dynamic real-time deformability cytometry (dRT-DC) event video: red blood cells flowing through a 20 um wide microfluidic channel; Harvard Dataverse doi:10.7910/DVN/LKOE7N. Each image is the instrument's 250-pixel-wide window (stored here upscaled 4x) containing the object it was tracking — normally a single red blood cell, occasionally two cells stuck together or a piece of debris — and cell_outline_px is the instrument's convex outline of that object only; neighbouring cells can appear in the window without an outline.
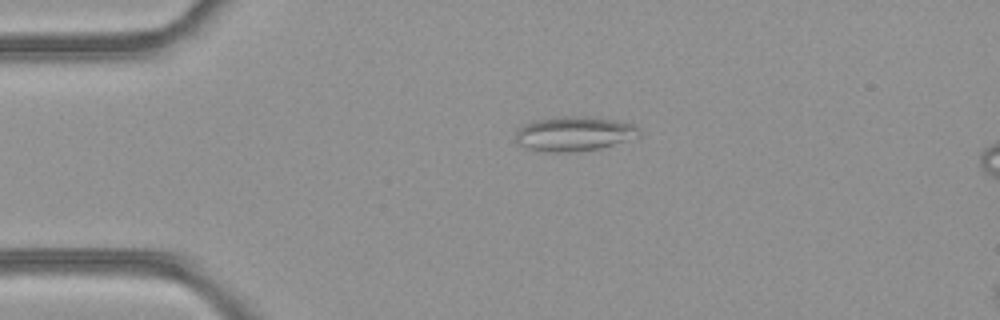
{"species": "common noctule bat (a hibernating species)", "species_latin": "Nyctalus noctula", "temperature_condition": "room temperature", "stored_images_in_passage": 3, "camera_frame_rate_fps": 3000, "um_per_image_px": 0.085, "animal": {"sex": "female", "body_mass_g": 21.9}, "frame": {"image": 1, "passage_image": 1, "time_ms": 0.0, "image_size_px": [1000, 320], "cell_outline_px": [[640, 136], [600, 148], [576, 152], [548, 152], [528, 148], [516, 144], [516, 132], [524, 124], [536, 120], [564, 116], [588, 116], [616, 120], [636, 124], [640, 128]], "centroid_in_image_um": [48.83, 11.36], "position_along_channel_um": 36.2, "area_um2": 25.03}}